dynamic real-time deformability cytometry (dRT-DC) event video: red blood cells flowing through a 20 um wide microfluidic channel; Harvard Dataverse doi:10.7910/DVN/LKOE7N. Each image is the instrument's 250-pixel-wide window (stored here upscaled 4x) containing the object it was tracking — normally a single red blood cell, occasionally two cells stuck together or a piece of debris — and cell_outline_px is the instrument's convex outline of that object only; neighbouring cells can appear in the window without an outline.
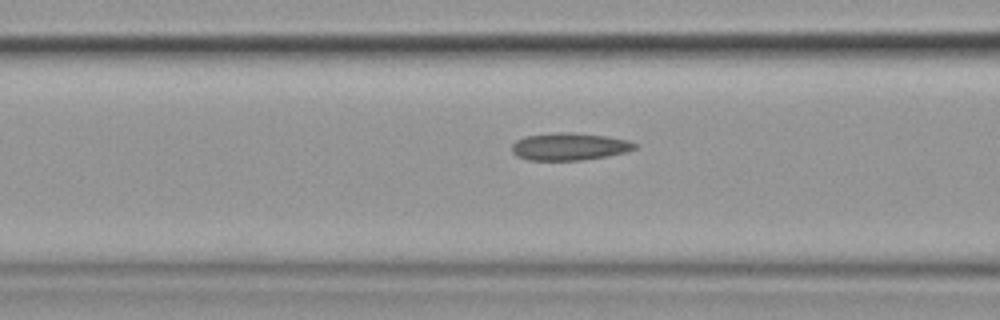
{"species": "common noctule bat (a hibernating species)", "species_latin": "Nyctalus noctula", "temperature_condition": "cold", "stored_images_in_passage": 6, "camera_frame_rate_fps": 3000, "um_per_image_px": 0.085, "animal": {"sex": "female", "body_mass_g": 19.9}, "frame": {"image": 1, "passage_image": 4, "time_ms": 4.333, "image_size_px": [1000, 320], "cell_outline_px": [[636, 148], [624, 152], [608, 156], [580, 160], [528, 160], [516, 156], [512, 152], [512, 144], [516, 140], [524, 136], [556, 132], [572, 132], [608, 136], [628, 140], [636, 144]], "centroid_in_image_um": [48.36, 12.45], "position_along_channel_um": 118.2, "area_um2": 19.71}}
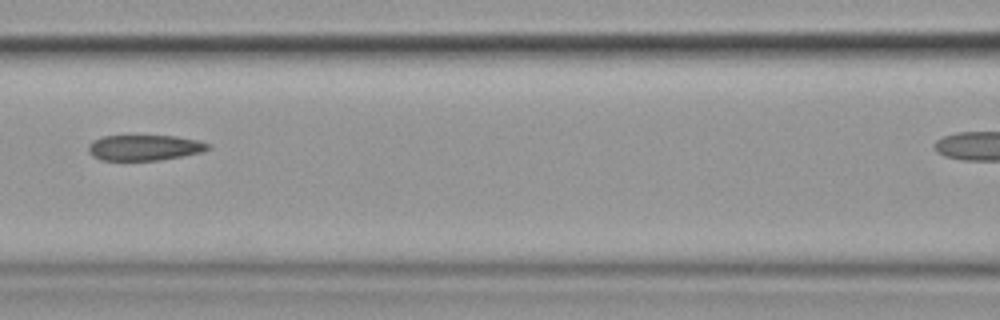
{"frame": {"image": 2, "passage_image": 5, "time_ms": 5.333, "image_size_px": [1000, 320], "cell_outline_px": [[212, 148], [200, 152], [160, 160], [100, 160], [92, 156], [88, 152], [88, 144], [92, 140], [104, 136], [176, 136], [200, 140], [212, 144]], "centroid_in_image_um": [12.28, 12.54], "position_along_channel_um": 154.3, "area_um2": 17.98}}